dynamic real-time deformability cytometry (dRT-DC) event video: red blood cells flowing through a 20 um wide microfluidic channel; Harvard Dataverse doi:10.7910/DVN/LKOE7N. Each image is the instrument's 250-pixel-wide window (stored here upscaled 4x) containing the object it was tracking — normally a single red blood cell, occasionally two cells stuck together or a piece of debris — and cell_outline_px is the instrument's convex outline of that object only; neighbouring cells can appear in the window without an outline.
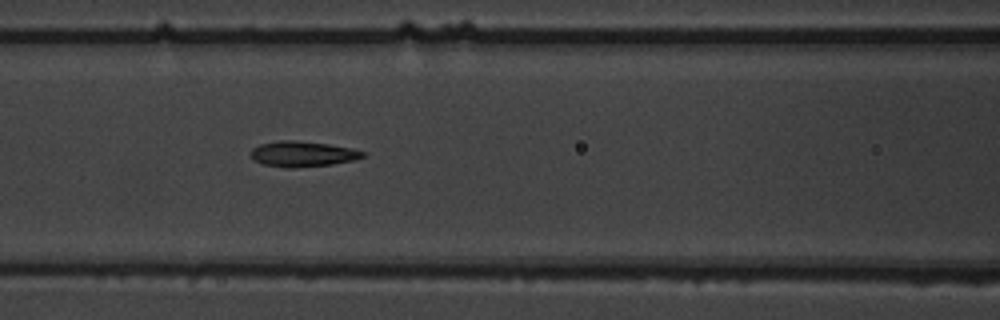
{"species": "common noctule bat (a hibernating species)", "species_latin": "Nyctalus noctula", "temperature_condition": "warm", "stored_images_in_passage": 7, "camera_frame_rate_fps": 3000, "um_per_image_px": 0.085, "animal": {"sex": "male", "body_mass_g": 19.5, "forearm_length_mm": 54.6}, "frame": {"image": 1, "passage_image": 7, "time_ms": 7.667, "image_size_px": [1000, 320], "cell_outline_px": [[364, 156], [356, 160], [332, 164], [292, 168], [288, 168], [264, 164], [256, 160], [252, 156], [252, 148], [260, 144], [280, 140], [296, 140], [328, 144], [352, 148], [364, 152]], "centroid_in_image_um": [25.75, 13.08], "position_along_channel_um": 140.8, "area_um2": 16.47}}